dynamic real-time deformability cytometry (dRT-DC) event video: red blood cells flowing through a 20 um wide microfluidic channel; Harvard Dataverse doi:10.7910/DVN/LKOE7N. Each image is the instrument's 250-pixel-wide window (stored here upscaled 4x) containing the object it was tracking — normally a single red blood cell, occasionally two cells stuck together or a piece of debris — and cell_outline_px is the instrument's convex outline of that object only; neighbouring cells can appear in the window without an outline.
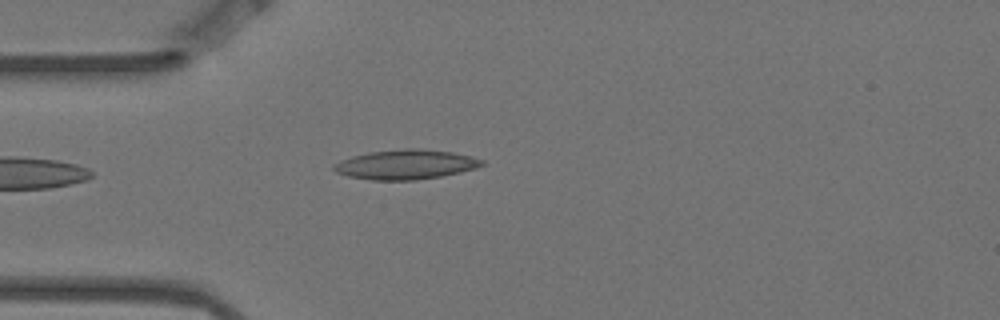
{"species": "Egyptian fruit bat (a non-hibernating species)", "species_latin": "Rousettus aegyptiacus", "temperature_condition": "warm", "stored_images_in_passage": 2, "camera_frame_rate_fps": 3000, "um_per_image_px": 0.085, "animal": {"sex": "female"}, "frame": {"image": 1, "passage_image": 1, "time_ms": 0.0, "image_size_px": [1000, 320], "cell_outline_px": [[484, 164], [476, 168], [460, 172], [440, 176], [416, 180], [372, 180], [348, 176], [336, 172], [332, 168], [332, 164], [340, 160], [352, 156], [368, 152], [404, 148], [416, 148], [452, 152], [472, 156], [484, 160]], "centroid_in_image_um": [34.47, 13.97], "position_along_channel_um": 50.5, "area_um2": 25.66}}